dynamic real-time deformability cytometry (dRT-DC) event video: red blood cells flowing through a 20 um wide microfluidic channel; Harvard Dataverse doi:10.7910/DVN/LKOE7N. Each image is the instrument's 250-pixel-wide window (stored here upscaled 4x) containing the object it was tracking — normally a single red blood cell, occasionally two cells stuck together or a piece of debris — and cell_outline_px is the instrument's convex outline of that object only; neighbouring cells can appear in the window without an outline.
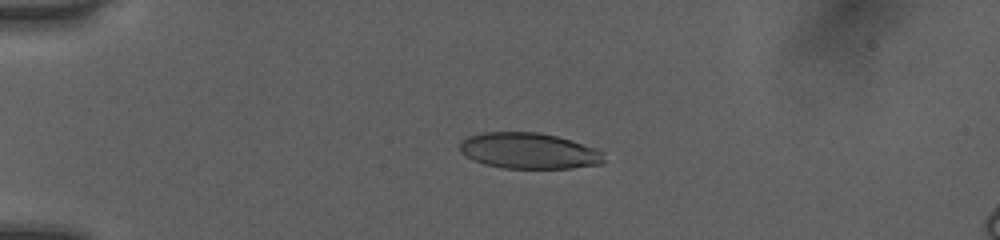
{"species": "human", "species_latin": "Homo sapiens", "temperature_condition": "room temperature", "stored_images_in_passage": 39, "camera_frame_rate_fps": 3000, "um_per_image_px": 0.085, "donor": {"sex": "female"}, "frame": {"image": 1, "passage_image": 1, "time_ms": 0.0, "image_size_px": [1000, 240], "cell_outline_px": [[604, 164], [572, 168], [504, 168], [484, 164], [460, 152], [460, 140], [468, 136], [484, 132], [540, 132], [572, 140], [600, 148], [604, 152]], "centroid_in_image_um": [45.03, 12.81], "position_along_channel_um": 40.0, "area_um2": 30.52}}
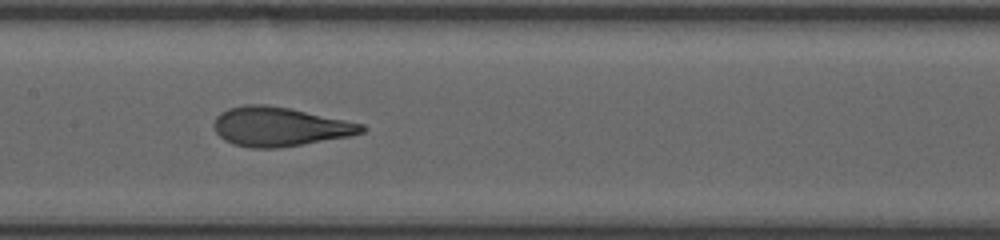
{"frame": {"image": 2, "passage_image": 15, "time_ms": 4.667, "image_size_px": [1000, 240], "cell_outline_px": [[368, 128], [364, 132], [348, 136], [280, 148], [252, 148], [232, 144], [224, 140], [216, 132], [212, 124], [216, 116], [220, 112], [228, 108], [244, 104], [268, 104], [288, 108], [364, 124]], "centroid_in_image_um": [23.72, 10.76], "position_along_channel_um": 183.7, "area_um2": 33.76}}
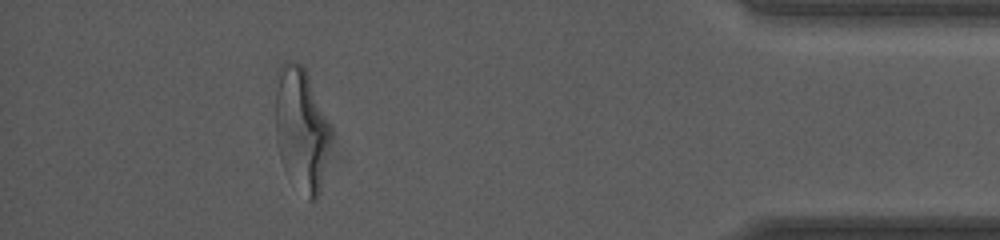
{"frame": {"image": 3, "passage_image": 35, "time_ms": 11.333, "image_size_px": [1000, 240], "cell_outline_px": [[332, 132], [320, 192], [316, 200], [308, 200], [284, 168], [280, 160], [276, 140], [276, 88], [280, 64], [288, 60], [304, 64]], "centroid_in_image_um": [25.61, 10.96], "position_along_channel_um": 409.6, "area_um2": 39.48}, "authors_computed_cell_mechanics": {"area_um2": 33.6396, "velocity_mm_per_s": 4.0548, "shape_relaxation_time_tau1_ms": 4.0554, "shape_relaxation_time_tau2_ms": 0.7667, "deformation_change_tau1": 0.1905, "deformation_change_tau2": 0.0764}}